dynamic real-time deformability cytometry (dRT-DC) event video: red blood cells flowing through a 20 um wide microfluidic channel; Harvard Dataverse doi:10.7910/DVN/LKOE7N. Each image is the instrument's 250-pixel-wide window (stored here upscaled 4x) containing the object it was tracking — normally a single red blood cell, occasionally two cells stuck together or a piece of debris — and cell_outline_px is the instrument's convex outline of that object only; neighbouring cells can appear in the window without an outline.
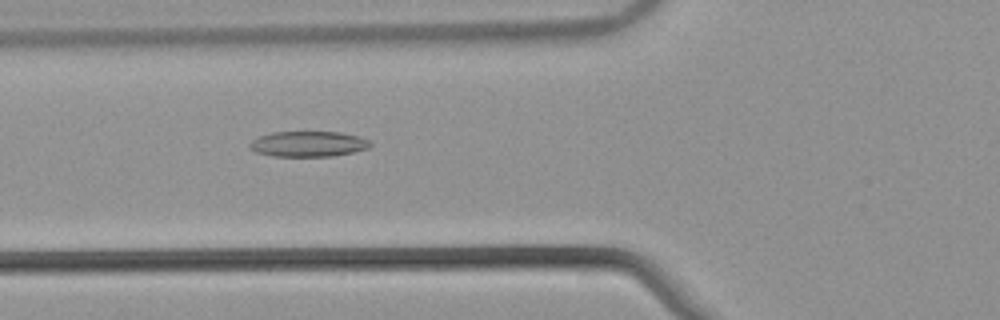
{"species": "common noctule bat (a hibernating species)", "species_latin": "Nyctalus noctula", "temperature_condition": "warm", "stored_images_in_passage": 54, "camera_frame_rate_fps": 3000, "um_per_image_px": 0.085, "animal": {"sex": "male", "body_mass_g": 21.5, "forearm_length_mm": 52.0}, "frame": {"image": 1, "passage_image": 21, "time_ms": 6.667, "image_size_px": [1000, 320], "cell_outline_px": [[372, 144], [368, 148], [352, 152], [332, 156], [272, 156], [256, 152], [248, 144], [252, 140], [260, 136], [272, 132], [340, 132], [360, 136], [372, 140]], "centroid_in_image_um": [26.24, 12.23], "position_along_channel_um": 99.6, "area_um2": 17.92}}
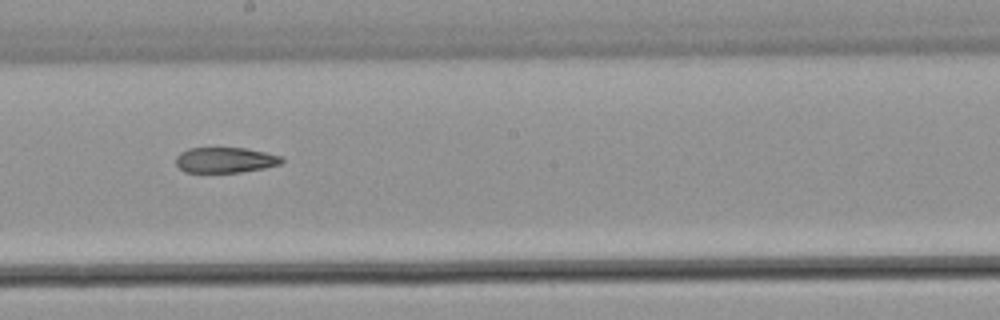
{"frame": {"image": 2, "passage_image": 31, "time_ms": 10.0, "image_size_px": [1000, 320], "cell_outline_px": [[284, 160], [280, 164], [264, 168], [240, 172], [184, 172], [176, 164], [176, 156], [180, 152], [188, 148], [244, 148], [284, 156]], "centroid_in_image_um": [19.15, 13.6], "position_along_channel_um": 229.1, "area_um2": 15.72}}
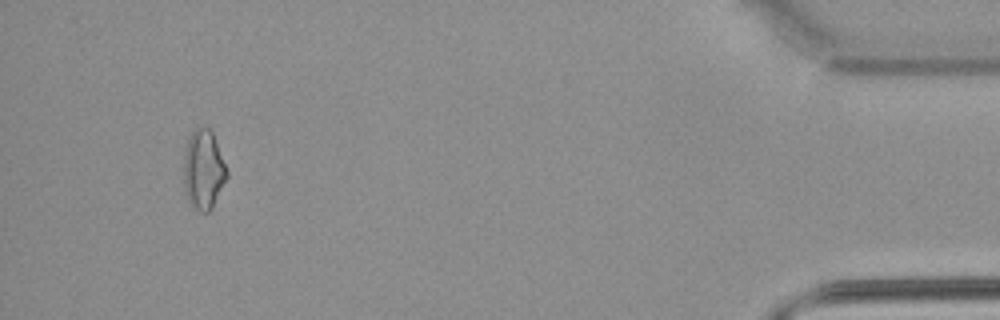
{"frame": {"image": 3, "passage_image": 51, "time_ms": 16.667, "image_size_px": [1000, 320], "cell_outline_px": [[228, 176], [212, 208], [208, 212], [200, 212], [188, 204], [184, 188], [184, 156], [188, 136], [196, 128], [208, 128], [212, 132], [228, 172]], "centroid_in_image_um": [17.28, 14.46], "position_along_channel_um": 417.9, "area_um2": 19.94}, "authors_computed_cell_mechanics": {"area_um2": 17.9469, "velocity_mm_per_s": 3.8773, "shape_relaxation_time_tau1_ms": null, "shape_relaxation_time_tau2_ms": 6.7198, "deformation_change_tau1": null, "deformation_change_tau2": 0.1727}}